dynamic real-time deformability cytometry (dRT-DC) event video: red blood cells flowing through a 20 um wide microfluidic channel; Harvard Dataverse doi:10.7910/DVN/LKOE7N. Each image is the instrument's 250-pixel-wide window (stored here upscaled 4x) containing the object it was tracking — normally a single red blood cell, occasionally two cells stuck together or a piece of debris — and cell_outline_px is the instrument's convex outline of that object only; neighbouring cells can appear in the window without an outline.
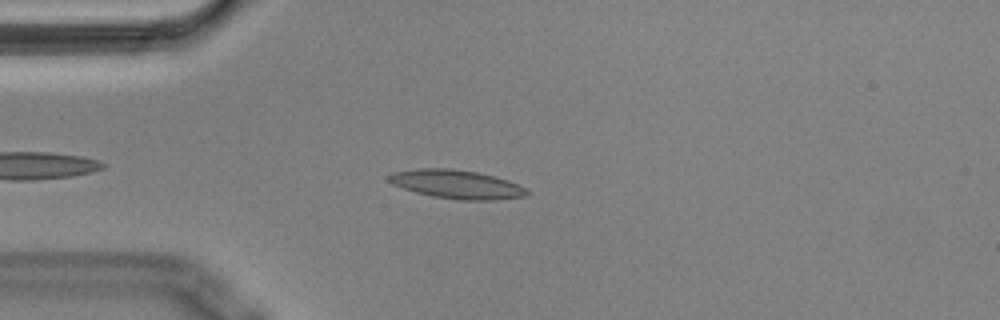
{"species": "Egyptian fruit bat (a non-hibernating species)", "species_latin": "Rousettus aegyptiacus", "temperature_condition": "cold", "stored_images_in_passage": 43, "camera_frame_rate_fps": 3000, "um_per_image_px": 0.085, "animal": {"sex": "male"}, "frame": {"image": 1, "passage_image": 7, "time_ms": 2.0, "image_size_px": [1000, 320], "cell_outline_px": [[528, 192], [524, 196], [492, 200], [460, 200], [432, 196], [416, 192], [392, 184], [388, 180], [388, 176], [396, 172], [416, 168], [452, 168], [476, 172], [508, 180], [524, 188]], "centroid_in_image_um": [38.78, 15.66], "position_along_channel_um": 46.2, "area_um2": 22.72}}
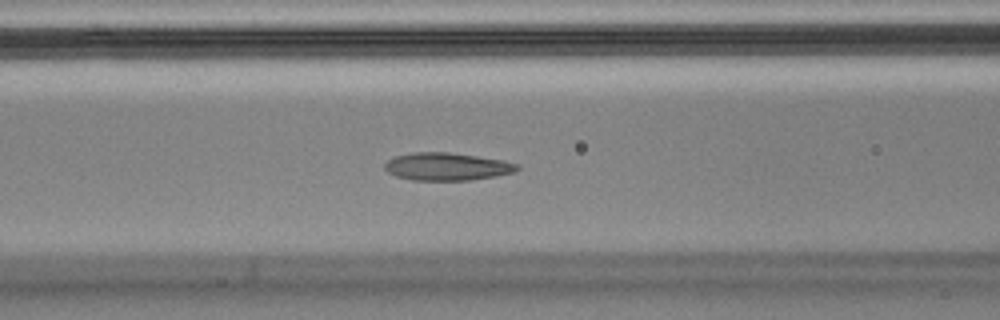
{"frame": {"image": 2, "passage_image": 15, "time_ms": 4.667, "image_size_px": [1000, 320], "cell_outline_px": [[520, 168], [516, 172], [496, 176], [468, 180], [412, 180], [396, 176], [388, 172], [384, 168], [384, 164], [388, 160], [396, 156], [412, 152], [448, 152], [504, 160], [520, 164]], "centroid_in_image_um": [38.02, 14.16], "position_along_channel_um": 128.6, "area_um2": 21.44}}
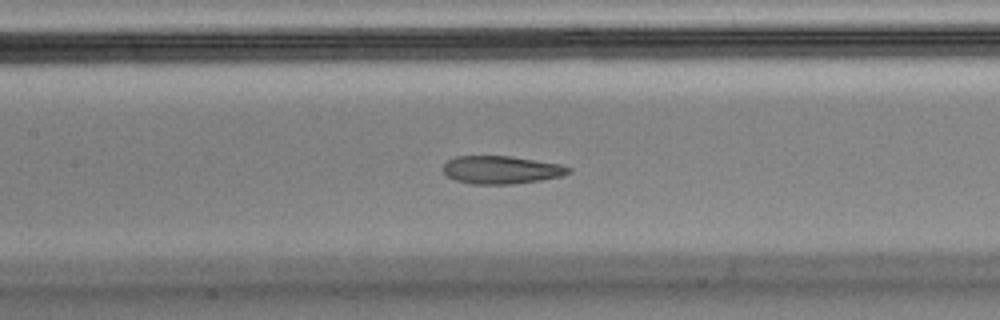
{"frame": {"image": 3, "passage_image": 18, "time_ms": 5.667, "image_size_px": [1000, 320], "cell_outline_px": [[572, 172], [560, 176], [540, 180], [512, 184], [472, 184], [456, 180], [448, 176], [444, 172], [444, 164], [448, 160], [456, 156], [512, 156], [560, 164], [572, 168]], "centroid_in_image_um": [42.63, 14.43], "position_along_channel_um": 164.8, "area_um2": 20.35}, "authors_computed_cell_mechanics": {"area_um2": 21.9062, "velocity_mm_per_s": 3.6023, "shape_relaxation_time_tau1_ms": null, "shape_relaxation_time_tau2_ms": 1.4408, "deformation_change_tau1": null, "deformation_change_tau2": 0.0738}}